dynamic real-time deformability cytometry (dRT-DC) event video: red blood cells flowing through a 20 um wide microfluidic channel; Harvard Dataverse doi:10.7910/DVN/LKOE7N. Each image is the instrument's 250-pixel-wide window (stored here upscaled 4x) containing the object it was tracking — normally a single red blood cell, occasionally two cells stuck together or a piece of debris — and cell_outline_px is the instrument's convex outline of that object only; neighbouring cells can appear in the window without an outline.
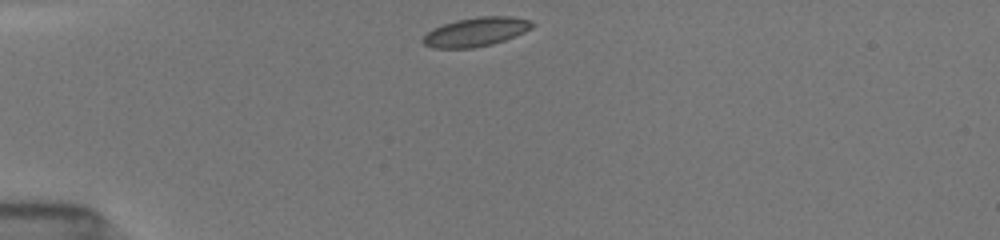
{"species": "common noctule bat (a hibernating species)", "species_latin": "Nyctalus noctula", "temperature_condition": "room temperature", "stored_images_in_passage": 12, "camera_frame_rate_fps": 3000, "um_per_image_px": 0.085, "animal": {"sex": "female", "body_mass_g": 19.5, "forearm_length_mm": 54.1}, "frame": {"image": 1, "passage_image": 1, "time_ms": 0.0, "image_size_px": [1000, 240], "cell_outline_px": [[536, 24], [532, 28], [516, 36], [492, 44], [472, 48], [432, 48], [424, 44], [420, 40], [432, 28], [456, 20], [480, 16], [512, 16], [532, 20]], "centroid_in_image_um": [40.48, 2.7], "position_along_channel_um": 44.5, "area_um2": 18.61}}
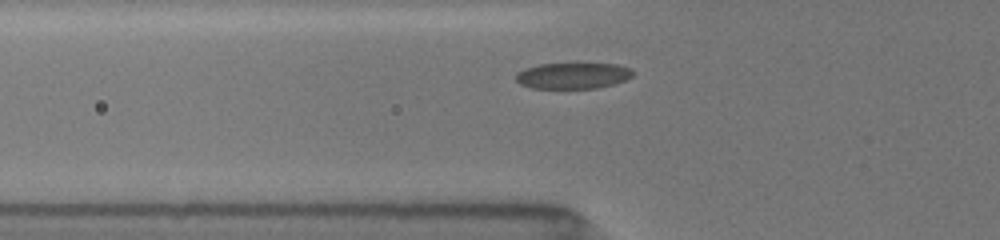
{"frame": {"image": 2, "passage_image": 7, "time_ms": 1.667, "image_size_px": [1000, 240], "cell_outline_px": [[632, 76], [624, 80], [612, 84], [596, 88], [532, 88], [520, 84], [516, 80], [516, 72], [524, 68], [540, 64], [616, 64], [632, 68]], "centroid_in_image_um": [48.66, 6.43], "position_along_channel_um": 77.1, "area_um2": 17.63}}
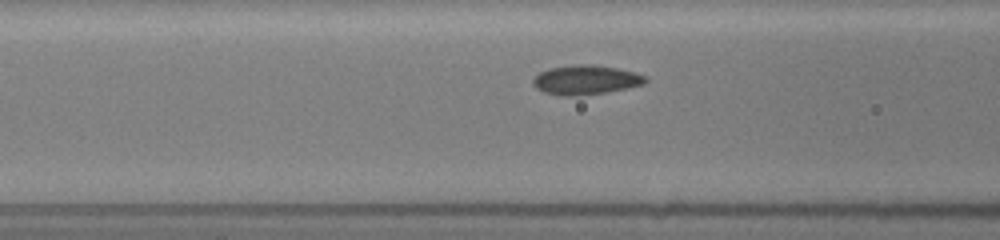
{"frame": {"image": 3, "passage_image": 10, "time_ms": 2.667, "image_size_px": [1000, 240], "cell_outline_px": [[648, 80], [644, 84], [628, 88], [580, 96], [560, 96], [544, 92], [536, 88], [532, 84], [532, 80], [540, 72], [548, 68], [580, 64], [592, 64], [616, 68], [636, 72], [648, 76]], "centroid_in_image_um": [49.8, 6.79], "position_along_channel_um": 116.8, "area_um2": 19.42}}